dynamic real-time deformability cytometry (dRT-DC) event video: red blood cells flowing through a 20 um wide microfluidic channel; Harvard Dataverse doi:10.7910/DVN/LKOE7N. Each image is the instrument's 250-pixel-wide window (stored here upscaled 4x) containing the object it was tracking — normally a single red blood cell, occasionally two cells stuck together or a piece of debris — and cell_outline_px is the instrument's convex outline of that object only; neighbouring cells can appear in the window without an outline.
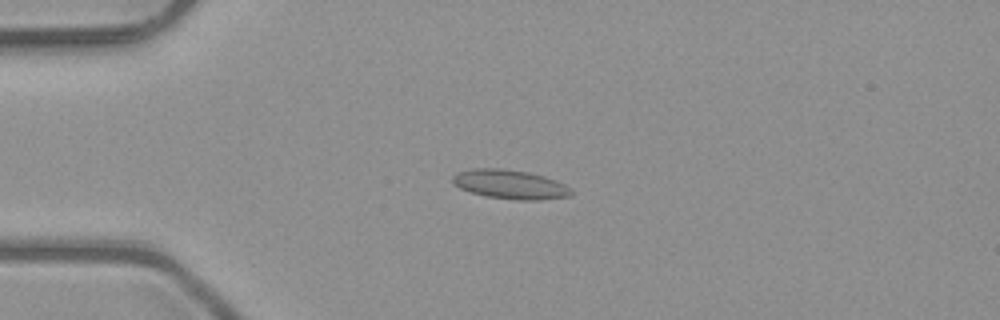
{"species": "common noctule bat (a hibernating species)", "species_latin": "Nyctalus noctula", "temperature_condition": "room temperature", "stored_images_in_passage": 6, "camera_frame_rate_fps": 3000, "um_per_image_px": 0.085, "animal": {"sex": "male", "body_mass_g": 23.1, "forearm_length_mm": 52.7}, "frame": {"image": 1, "passage_image": 4, "time_ms": 1.0, "image_size_px": [1000, 320], "cell_outline_px": [[572, 196], [536, 200], [516, 200], [488, 196], [472, 192], [460, 188], [452, 180], [452, 176], [456, 172], [472, 168], [504, 168], [528, 172], [544, 176], [556, 180], [572, 188]], "centroid_in_image_um": [43.38, 15.66], "position_along_channel_um": 41.6, "area_um2": 20.17}}
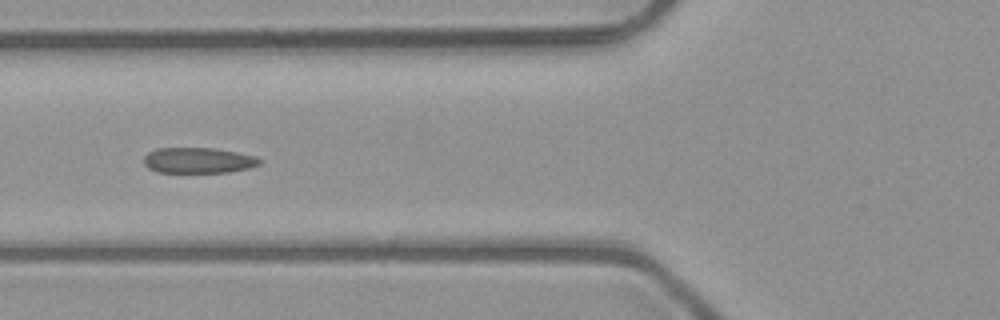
{"frame": {"image": 2, "passage_image": 6, "time_ms": 1.667, "image_size_px": [1000, 320], "cell_outline_px": [[264, 160], [260, 164], [248, 168], [228, 172], [156, 172], [148, 168], [144, 164], [144, 156], [148, 152], [156, 148], [212, 148], [236, 152], [256, 156]], "centroid_in_image_um": [16.85, 13.63], "position_along_channel_um": 108.9, "area_um2": 17.34}}